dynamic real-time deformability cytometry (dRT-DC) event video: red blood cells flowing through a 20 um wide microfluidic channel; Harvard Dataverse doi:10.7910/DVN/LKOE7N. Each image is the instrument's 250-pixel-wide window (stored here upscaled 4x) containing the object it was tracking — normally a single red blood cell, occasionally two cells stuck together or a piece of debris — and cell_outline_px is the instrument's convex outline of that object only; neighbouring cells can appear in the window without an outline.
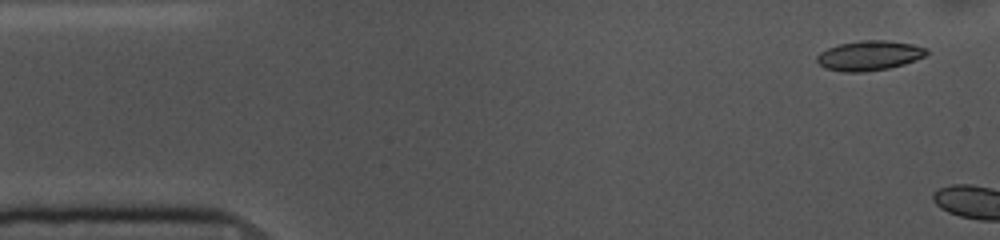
{"species": "common noctule bat (a hibernating species)", "species_latin": "Nyctalus noctula", "temperature_condition": "cold", "stored_images_in_passage": 4, "camera_frame_rate_fps": 3000, "um_per_image_px": 0.085, "animal": {"sex": "female", "body_mass_g": 10.0, "forearm_length_mm": 53.1}, "frame": {"image": 1, "passage_image": 2, "time_ms": 0.333, "image_size_px": [1000, 240], "cell_outline_px": [[928, 52], [924, 56], [916, 60], [904, 64], [888, 68], [864, 72], [844, 72], [824, 68], [816, 60], [816, 56], [820, 52], [828, 48], [840, 44], [860, 40], [884, 40], [912, 44], [924, 48]], "centroid_in_image_um": [73.85, 4.73], "position_along_channel_um": 11.1, "area_um2": 18.9}}